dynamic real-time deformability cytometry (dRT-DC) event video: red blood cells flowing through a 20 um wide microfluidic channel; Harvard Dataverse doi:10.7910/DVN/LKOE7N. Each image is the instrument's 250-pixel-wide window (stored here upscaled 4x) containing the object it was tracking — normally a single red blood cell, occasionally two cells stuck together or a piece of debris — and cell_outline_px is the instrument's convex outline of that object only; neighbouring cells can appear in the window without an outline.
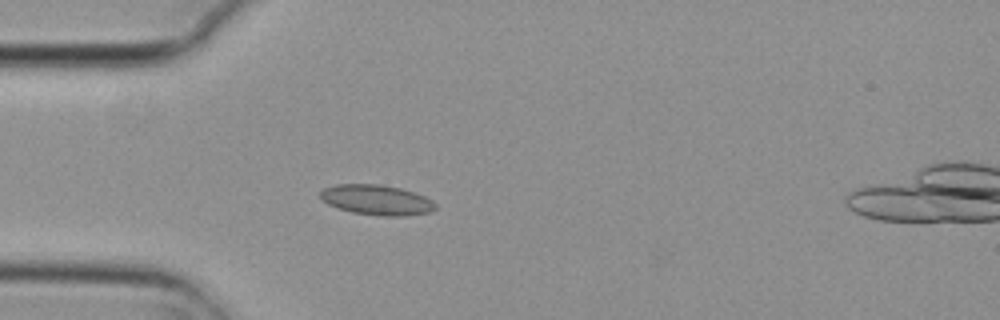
{"species": "common noctule bat (a hibernating species)", "species_latin": "Nyctalus noctula", "temperature_condition": "cold", "stored_images_in_passage": 6, "camera_frame_rate_fps": 3000, "um_per_image_px": 0.085, "animal": {"sex": "female", "body_mass_g": 29.2, "forearm_length_mm": 56.3}, "frame": {"image": 1, "passage_image": 5, "time_ms": 1.333, "image_size_px": [1000, 320], "cell_outline_px": [[436, 208], [432, 212], [404, 216], [384, 216], [352, 212], [336, 208], [320, 200], [320, 192], [324, 188], [336, 184], [380, 184], [400, 188], [424, 196], [432, 200], [436, 204]], "centroid_in_image_um": [32.0, 16.99], "position_along_channel_um": 53.0, "area_um2": 20.35}}